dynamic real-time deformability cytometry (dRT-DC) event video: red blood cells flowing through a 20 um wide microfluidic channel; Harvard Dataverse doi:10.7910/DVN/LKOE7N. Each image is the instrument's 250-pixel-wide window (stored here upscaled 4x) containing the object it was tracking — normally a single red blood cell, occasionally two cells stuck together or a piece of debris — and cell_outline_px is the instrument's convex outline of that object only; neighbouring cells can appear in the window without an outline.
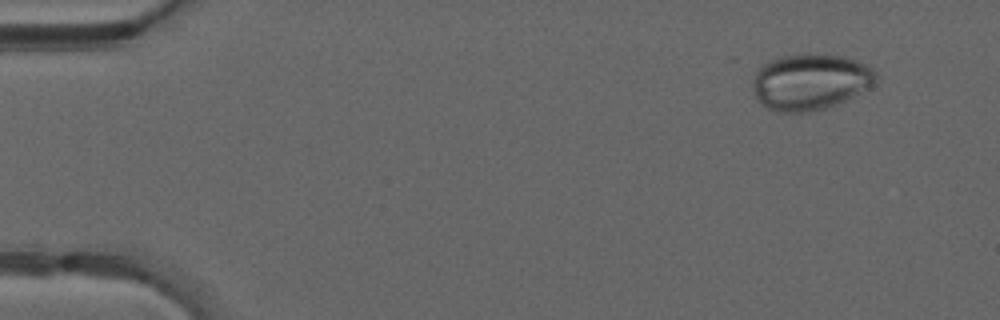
{"species": "common noctule bat (a hibernating species)", "species_latin": "Nyctalus noctula", "temperature_condition": "warm", "stored_images_in_passage": 45, "camera_frame_rate_fps": 3000, "um_per_image_px": 0.085, "animal": {"sex": "male", "forearm_length_mm": 52.5}, "frame": {"image": 1, "passage_image": 1, "time_ms": 0.0, "image_size_px": [1000, 320], "cell_outline_px": [[876, 84], [836, 104], [824, 108], [808, 112], [776, 112], [768, 108], [756, 96], [752, 84], [752, 80], [756, 72], [768, 60], [780, 56], [844, 56], [864, 64], [872, 68], [876, 72]], "centroid_in_image_um": [68.87, 6.98], "position_along_channel_um": 16.1, "area_um2": 39.42}}
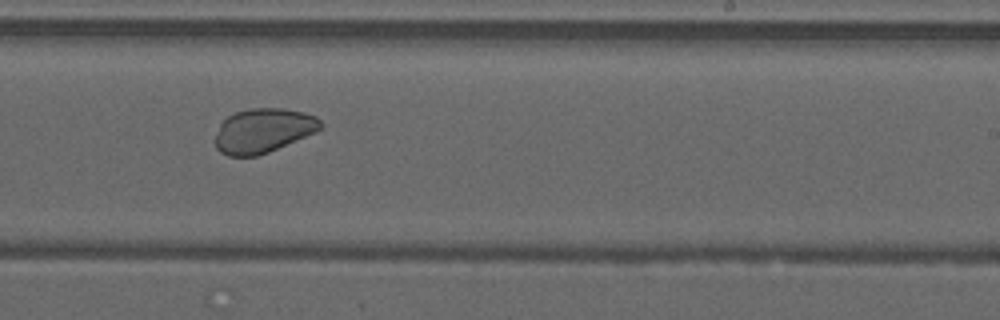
{"frame": {"image": 2, "passage_image": 27, "time_ms": 8.667, "image_size_px": [1000, 320], "cell_outline_px": [[324, 124], [316, 132], [268, 152], [256, 156], [228, 156], [220, 152], [216, 148], [212, 140], [220, 124], [228, 116], [236, 112], [252, 108], [284, 108], [304, 112], [316, 116]], "centroid_in_image_um": [22.35, 11.1], "position_along_channel_um": 266.7, "area_um2": 27.4}}
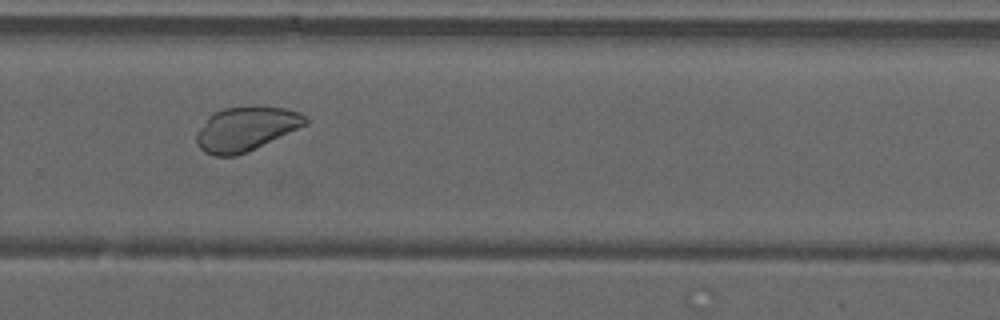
{"frame": {"image": 3, "passage_image": 30, "time_ms": 9.667, "image_size_px": [1000, 320], "cell_outline_px": [[308, 124], [236, 156], [216, 156], [204, 152], [196, 144], [196, 132], [208, 116], [224, 108], [284, 108], [300, 112], [308, 116]], "centroid_in_image_um": [20.88, 10.97], "position_along_channel_um": 308.9, "area_um2": 27.46}}